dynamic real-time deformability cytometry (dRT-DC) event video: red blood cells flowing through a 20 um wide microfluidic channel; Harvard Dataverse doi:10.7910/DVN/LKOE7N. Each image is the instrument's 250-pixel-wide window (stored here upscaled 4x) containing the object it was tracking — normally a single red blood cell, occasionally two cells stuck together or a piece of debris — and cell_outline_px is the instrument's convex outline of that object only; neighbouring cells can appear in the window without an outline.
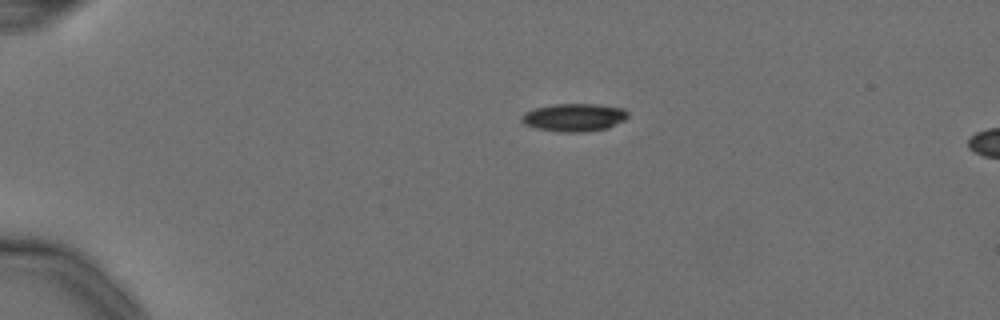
{"species": "Egyptian fruit bat (a non-hibernating species)", "species_latin": "Rousettus aegyptiacus", "temperature_condition": "cold", "stored_images_in_passage": 6, "camera_frame_rate_fps": 3000, "um_per_image_px": 0.085, "animal": {"sex": "female"}, "frame": {"image": 1, "passage_image": 4, "time_ms": 1.0, "image_size_px": [1000, 320], "cell_outline_px": [[628, 116], [624, 120], [608, 128], [584, 132], [560, 132], [536, 128], [524, 124], [520, 120], [520, 116], [524, 112], [536, 108], [552, 104], [600, 104], [624, 108], [628, 112]], "centroid_in_image_um": [48.79, 9.97], "position_along_channel_um": 36.2, "area_um2": 17.46}}